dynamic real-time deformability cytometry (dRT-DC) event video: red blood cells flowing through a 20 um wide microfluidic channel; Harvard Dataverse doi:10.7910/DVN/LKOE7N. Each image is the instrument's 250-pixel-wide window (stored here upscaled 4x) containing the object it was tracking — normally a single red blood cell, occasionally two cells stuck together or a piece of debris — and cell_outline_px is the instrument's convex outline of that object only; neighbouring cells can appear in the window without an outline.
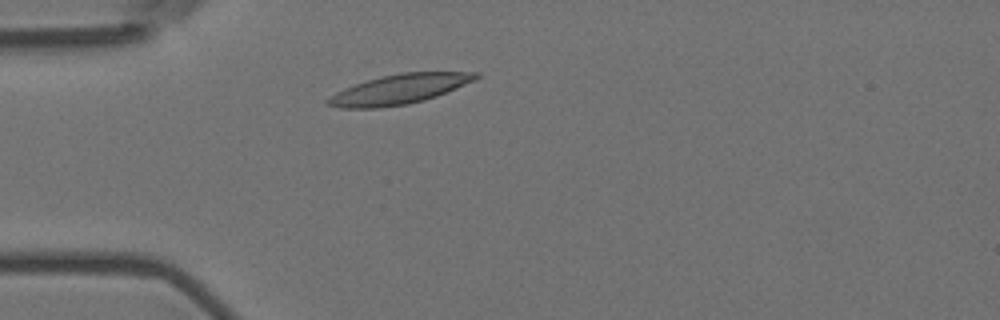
{"species": "Egyptian fruit bat (a non-hibernating species)", "species_latin": "Rousettus aegyptiacus", "temperature_condition": "room temperature", "stored_images_in_passage": 3, "camera_frame_rate_fps": 3000, "um_per_image_px": 0.085, "animal": {"sex": "female"}, "frame": {"image": 1, "passage_image": 3, "time_ms": 0.667, "image_size_px": [1000, 320], "cell_outline_px": [[480, 76], [476, 80], [436, 96], [424, 100], [408, 104], [376, 108], [340, 108], [324, 104], [324, 100], [328, 96], [344, 88], [380, 76], [400, 72], [480, 72]], "centroid_in_image_um": [33.9, 7.58], "position_along_channel_um": 51.1, "area_um2": 25.72}}